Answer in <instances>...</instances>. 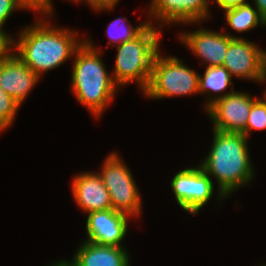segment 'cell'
I'll use <instances>...</instances> for the list:
<instances>
[{
	"mask_svg": "<svg viewBox=\"0 0 266 266\" xmlns=\"http://www.w3.org/2000/svg\"><path fill=\"white\" fill-rule=\"evenodd\" d=\"M44 21L21 31L15 49L16 56L39 77L48 70L58 67L73 56L83 43L74 38L76 32L69 29H56Z\"/></svg>",
	"mask_w": 266,
	"mask_h": 266,
	"instance_id": "1",
	"label": "cell"
},
{
	"mask_svg": "<svg viewBox=\"0 0 266 266\" xmlns=\"http://www.w3.org/2000/svg\"><path fill=\"white\" fill-rule=\"evenodd\" d=\"M247 139L242 133L214 129L211 151L200 166L218 181L221 198H225L253 178Z\"/></svg>",
	"mask_w": 266,
	"mask_h": 266,
	"instance_id": "2",
	"label": "cell"
},
{
	"mask_svg": "<svg viewBox=\"0 0 266 266\" xmlns=\"http://www.w3.org/2000/svg\"><path fill=\"white\" fill-rule=\"evenodd\" d=\"M72 72V89L77 100L90 109L96 117L100 116L114 97L118 86L107 73L99 57V51L93 48L89 40L77 48Z\"/></svg>",
	"mask_w": 266,
	"mask_h": 266,
	"instance_id": "3",
	"label": "cell"
},
{
	"mask_svg": "<svg viewBox=\"0 0 266 266\" xmlns=\"http://www.w3.org/2000/svg\"><path fill=\"white\" fill-rule=\"evenodd\" d=\"M160 31L149 25L133 40L126 41L118 49L113 80L117 85L137 81L144 91L150 81L153 61L159 51Z\"/></svg>",
	"mask_w": 266,
	"mask_h": 266,
	"instance_id": "4",
	"label": "cell"
},
{
	"mask_svg": "<svg viewBox=\"0 0 266 266\" xmlns=\"http://www.w3.org/2000/svg\"><path fill=\"white\" fill-rule=\"evenodd\" d=\"M176 57H162L159 52L153 61L151 77L144 94L153 99L190 95L199 92V76Z\"/></svg>",
	"mask_w": 266,
	"mask_h": 266,
	"instance_id": "5",
	"label": "cell"
},
{
	"mask_svg": "<svg viewBox=\"0 0 266 266\" xmlns=\"http://www.w3.org/2000/svg\"><path fill=\"white\" fill-rule=\"evenodd\" d=\"M103 164L98 174L109 191L112 209L129 216L140 214L141 197L130 170L116 153L110 154Z\"/></svg>",
	"mask_w": 266,
	"mask_h": 266,
	"instance_id": "6",
	"label": "cell"
},
{
	"mask_svg": "<svg viewBox=\"0 0 266 266\" xmlns=\"http://www.w3.org/2000/svg\"><path fill=\"white\" fill-rule=\"evenodd\" d=\"M258 99L247 93L235 92L216 96L207 105L214 129L222 132L242 133L246 137V124L251 106Z\"/></svg>",
	"mask_w": 266,
	"mask_h": 266,
	"instance_id": "7",
	"label": "cell"
},
{
	"mask_svg": "<svg viewBox=\"0 0 266 266\" xmlns=\"http://www.w3.org/2000/svg\"><path fill=\"white\" fill-rule=\"evenodd\" d=\"M171 187L180 207L191 214H197L203 208L214 190L212 179L201 166L178 172Z\"/></svg>",
	"mask_w": 266,
	"mask_h": 266,
	"instance_id": "8",
	"label": "cell"
},
{
	"mask_svg": "<svg viewBox=\"0 0 266 266\" xmlns=\"http://www.w3.org/2000/svg\"><path fill=\"white\" fill-rule=\"evenodd\" d=\"M129 215L106 209L88 213L86 241L99 245L122 247L121 241L127 232V219Z\"/></svg>",
	"mask_w": 266,
	"mask_h": 266,
	"instance_id": "9",
	"label": "cell"
},
{
	"mask_svg": "<svg viewBox=\"0 0 266 266\" xmlns=\"http://www.w3.org/2000/svg\"><path fill=\"white\" fill-rule=\"evenodd\" d=\"M39 76L26 66L16 53H10L0 63V87L19 105L38 82Z\"/></svg>",
	"mask_w": 266,
	"mask_h": 266,
	"instance_id": "10",
	"label": "cell"
},
{
	"mask_svg": "<svg viewBox=\"0 0 266 266\" xmlns=\"http://www.w3.org/2000/svg\"><path fill=\"white\" fill-rule=\"evenodd\" d=\"M239 38L229 34L217 33L199 29L181 35V40L192 50L196 56L199 55L206 63V67L223 66L225 54L227 53L230 40Z\"/></svg>",
	"mask_w": 266,
	"mask_h": 266,
	"instance_id": "11",
	"label": "cell"
},
{
	"mask_svg": "<svg viewBox=\"0 0 266 266\" xmlns=\"http://www.w3.org/2000/svg\"><path fill=\"white\" fill-rule=\"evenodd\" d=\"M208 0H152L149 13L166 23H194L209 16Z\"/></svg>",
	"mask_w": 266,
	"mask_h": 266,
	"instance_id": "12",
	"label": "cell"
},
{
	"mask_svg": "<svg viewBox=\"0 0 266 266\" xmlns=\"http://www.w3.org/2000/svg\"><path fill=\"white\" fill-rule=\"evenodd\" d=\"M260 49L243 38H232L223 62L231 76L255 79L259 78Z\"/></svg>",
	"mask_w": 266,
	"mask_h": 266,
	"instance_id": "13",
	"label": "cell"
},
{
	"mask_svg": "<svg viewBox=\"0 0 266 266\" xmlns=\"http://www.w3.org/2000/svg\"><path fill=\"white\" fill-rule=\"evenodd\" d=\"M72 192L78 206L87 213L112 209L109 191L99 174L84 172L75 176Z\"/></svg>",
	"mask_w": 266,
	"mask_h": 266,
	"instance_id": "14",
	"label": "cell"
},
{
	"mask_svg": "<svg viewBox=\"0 0 266 266\" xmlns=\"http://www.w3.org/2000/svg\"><path fill=\"white\" fill-rule=\"evenodd\" d=\"M68 266H130L129 255L123 247L99 245L85 241Z\"/></svg>",
	"mask_w": 266,
	"mask_h": 266,
	"instance_id": "15",
	"label": "cell"
},
{
	"mask_svg": "<svg viewBox=\"0 0 266 266\" xmlns=\"http://www.w3.org/2000/svg\"><path fill=\"white\" fill-rule=\"evenodd\" d=\"M225 12L224 18L227 19L228 25L239 33L250 30L259 23L266 25V20L249 3L225 10Z\"/></svg>",
	"mask_w": 266,
	"mask_h": 266,
	"instance_id": "16",
	"label": "cell"
},
{
	"mask_svg": "<svg viewBox=\"0 0 266 266\" xmlns=\"http://www.w3.org/2000/svg\"><path fill=\"white\" fill-rule=\"evenodd\" d=\"M231 74L223 67H207L204 75L199 76V92H221L225 90L229 84H232Z\"/></svg>",
	"mask_w": 266,
	"mask_h": 266,
	"instance_id": "17",
	"label": "cell"
},
{
	"mask_svg": "<svg viewBox=\"0 0 266 266\" xmlns=\"http://www.w3.org/2000/svg\"><path fill=\"white\" fill-rule=\"evenodd\" d=\"M126 19H122L118 18L113 20L108 27V37L109 39H111L109 41V44L112 42L115 44L117 43V45H120L126 41H131L133 40L135 37H137L148 25V22H144L142 24H140L139 26L133 28V26H127L126 24L122 23V21H125ZM124 24V25H123ZM126 25V26H125ZM118 34V35H117Z\"/></svg>",
	"mask_w": 266,
	"mask_h": 266,
	"instance_id": "18",
	"label": "cell"
},
{
	"mask_svg": "<svg viewBox=\"0 0 266 266\" xmlns=\"http://www.w3.org/2000/svg\"><path fill=\"white\" fill-rule=\"evenodd\" d=\"M20 105L0 87V131L11 125Z\"/></svg>",
	"mask_w": 266,
	"mask_h": 266,
	"instance_id": "19",
	"label": "cell"
},
{
	"mask_svg": "<svg viewBox=\"0 0 266 266\" xmlns=\"http://www.w3.org/2000/svg\"><path fill=\"white\" fill-rule=\"evenodd\" d=\"M266 129V100L258 99L252 106L246 124V137L251 130Z\"/></svg>",
	"mask_w": 266,
	"mask_h": 266,
	"instance_id": "20",
	"label": "cell"
},
{
	"mask_svg": "<svg viewBox=\"0 0 266 266\" xmlns=\"http://www.w3.org/2000/svg\"><path fill=\"white\" fill-rule=\"evenodd\" d=\"M20 8H29L44 12L45 14H51L52 2L51 0H17Z\"/></svg>",
	"mask_w": 266,
	"mask_h": 266,
	"instance_id": "21",
	"label": "cell"
},
{
	"mask_svg": "<svg viewBox=\"0 0 266 266\" xmlns=\"http://www.w3.org/2000/svg\"><path fill=\"white\" fill-rule=\"evenodd\" d=\"M19 9L20 6L17 0H0V30H2L3 24L8 19L9 15L13 13L14 9Z\"/></svg>",
	"mask_w": 266,
	"mask_h": 266,
	"instance_id": "22",
	"label": "cell"
},
{
	"mask_svg": "<svg viewBox=\"0 0 266 266\" xmlns=\"http://www.w3.org/2000/svg\"><path fill=\"white\" fill-rule=\"evenodd\" d=\"M11 36L6 35V32L0 30V63L10 54V46L15 45Z\"/></svg>",
	"mask_w": 266,
	"mask_h": 266,
	"instance_id": "23",
	"label": "cell"
},
{
	"mask_svg": "<svg viewBox=\"0 0 266 266\" xmlns=\"http://www.w3.org/2000/svg\"><path fill=\"white\" fill-rule=\"evenodd\" d=\"M75 2L80 0H73ZM95 10L112 9L118 0H86Z\"/></svg>",
	"mask_w": 266,
	"mask_h": 266,
	"instance_id": "24",
	"label": "cell"
},
{
	"mask_svg": "<svg viewBox=\"0 0 266 266\" xmlns=\"http://www.w3.org/2000/svg\"><path fill=\"white\" fill-rule=\"evenodd\" d=\"M224 10L239 7L240 5L246 4V0H214Z\"/></svg>",
	"mask_w": 266,
	"mask_h": 266,
	"instance_id": "25",
	"label": "cell"
},
{
	"mask_svg": "<svg viewBox=\"0 0 266 266\" xmlns=\"http://www.w3.org/2000/svg\"><path fill=\"white\" fill-rule=\"evenodd\" d=\"M266 79V51L260 49L259 52V78L258 81H264Z\"/></svg>",
	"mask_w": 266,
	"mask_h": 266,
	"instance_id": "26",
	"label": "cell"
},
{
	"mask_svg": "<svg viewBox=\"0 0 266 266\" xmlns=\"http://www.w3.org/2000/svg\"><path fill=\"white\" fill-rule=\"evenodd\" d=\"M255 9L258 10L259 14L266 20V0H254Z\"/></svg>",
	"mask_w": 266,
	"mask_h": 266,
	"instance_id": "27",
	"label": "cell"
},
{
	"mask_svg": "<svg viewBox=\"0 0 266 266\" xmlns=\"http://www.w3.org/2000/svg\"><path fill=\"white\" fill-rule=\"evenodd\" d=\"M52 266H68V264L65 262V261H61L60 262L58 261V263L56 262L54 265Z\"/></svg>",
	"mask_w": 266,
	"mask_h": 266,
	"instance_id": "28",
	"label": "cell"
}]
</instances>
